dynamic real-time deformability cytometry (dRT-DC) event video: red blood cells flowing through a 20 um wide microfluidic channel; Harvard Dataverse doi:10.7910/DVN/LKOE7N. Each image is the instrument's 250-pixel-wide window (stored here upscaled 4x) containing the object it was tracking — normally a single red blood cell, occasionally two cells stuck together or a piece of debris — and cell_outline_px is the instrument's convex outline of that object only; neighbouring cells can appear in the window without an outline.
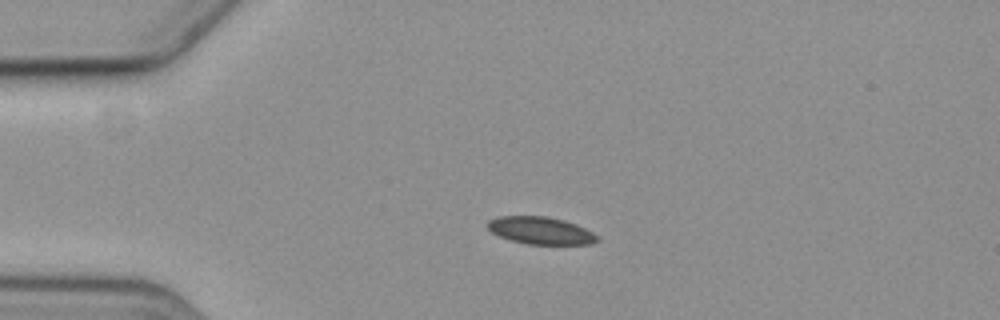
{"species": "common noctule bat (a hibernating species)", "species_latin": "Nyctalus noctula", "temperature_condition": "cold", "stored_images_in_passage": 3, "camera_frame_rate_fps": 3000, "um_per_image_px": 0.085, "animal": {"sex": "female", "body_mass_g": 19.3, "forearm_length_mm": 54.1}, "frame": {"image": 1, "passage_image": 2, "time_ms": 1.333, "image_size_px": [1000, 320], "cell_outline_px": [[600, 240], [592, 244], [528, 244], [512, 240], [500, 236], [492, 232], [484, 224], [488, 220], [496, 216], [548, 216], [564, 220], [576, 224], [600, 236]], "centroid_in_image_um": [45.96, 19.59], "position_along_channel_um": 39.0, "area_um2": 17.63}}